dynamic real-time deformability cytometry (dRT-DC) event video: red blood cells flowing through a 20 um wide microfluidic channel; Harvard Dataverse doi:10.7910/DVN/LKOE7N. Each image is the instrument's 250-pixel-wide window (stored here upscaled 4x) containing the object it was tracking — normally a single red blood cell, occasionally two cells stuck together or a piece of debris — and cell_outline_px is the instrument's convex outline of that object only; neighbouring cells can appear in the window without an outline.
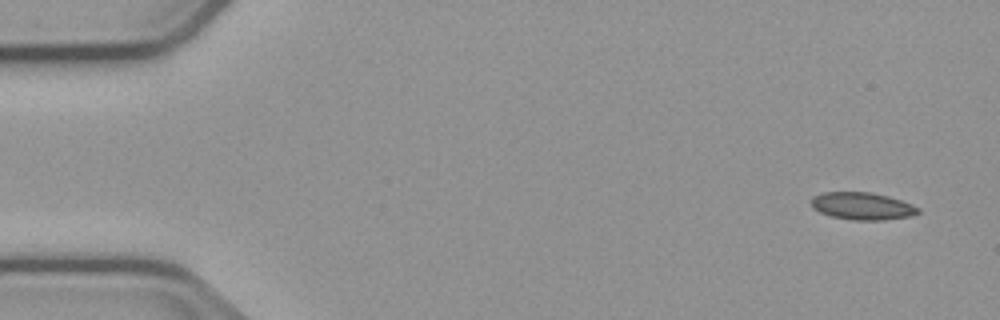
{"species": "common noctule bat (a hibernating species)", "species_latin": "Nyctalus noctula", "temperature_condition": "cold", "stored_images_in_passage": 53, "camera_frame_rate_fps": 3000, "um_per_image_px": 0.085, "animal": {"sex": "male", "body_mass_g": 23.1, "forearm_length_mm": 52.7}, "frame": {"image": 1, "passage_image": 1, "time_ms": 0.0, "image_size_px": [1000, 320], "cell_outline_px": [[920, 212], [912, 216], [880, 220], [852, 220], [832, 216], [820, 212], [812, 208], [812, 196], [824, 192], [868, 192], [888, 196], [912, 204], [920, 208]], "centroid_in_image_um": [73.3, 17.51], "position_along_channel_um": 11.7, "area_um2": 16.99}}
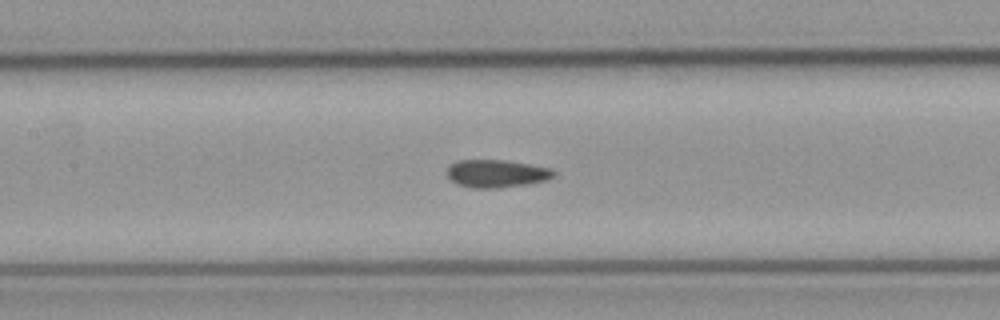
{"frame": {"image": 2, "passage_image": 23, "time_ms": 7.333, "image_size_px": [1000, 320], "cell_outline_px": [[556, 172], [552, 176], [544, 180], [524, 184], [496, 188], [472, 188], [456, 184], [448, 176], [448, 168], [456, 160], [504, 160], [552, 168]], "centroid_in_image_um": [42.17, 14.74], "position_along_channel_um": 165.2, "area_um2": 16.99}}
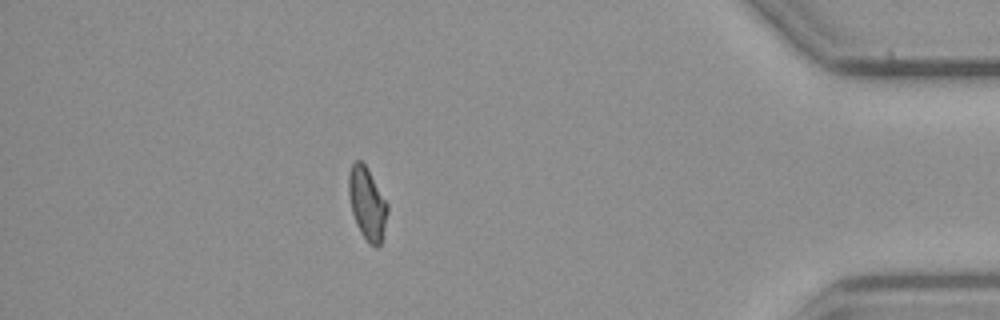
{"frame": {"image": 3, "passage_image": 46, "time_ms": 15.0, "image_size_px": [1000, 320], "cell_outline_px": [[388, 212], [380, 244], [376, 248], [368, 244], [360, 232], [356, 224], [352, 212], [348, 196], [348, 176], [352, 164], [356, 160], [360, 160], [364, 164], [388, 204]], "centroid_in_image_um": [31.19, 17.33], "position_along_channel_um": 404.0, "area_um2": 16.24}, "authors_computed_cell_mechanics": {"area_um2": 16.9932, "velocity_mm_per_s": 3.7628, "shape_relaxation_time_tau1_ms": null, "shape_relaxation_time_tau2_ms": 3.9131, "deformation_change_tau1": null, "deformation_change_tau2": 0.0828}}